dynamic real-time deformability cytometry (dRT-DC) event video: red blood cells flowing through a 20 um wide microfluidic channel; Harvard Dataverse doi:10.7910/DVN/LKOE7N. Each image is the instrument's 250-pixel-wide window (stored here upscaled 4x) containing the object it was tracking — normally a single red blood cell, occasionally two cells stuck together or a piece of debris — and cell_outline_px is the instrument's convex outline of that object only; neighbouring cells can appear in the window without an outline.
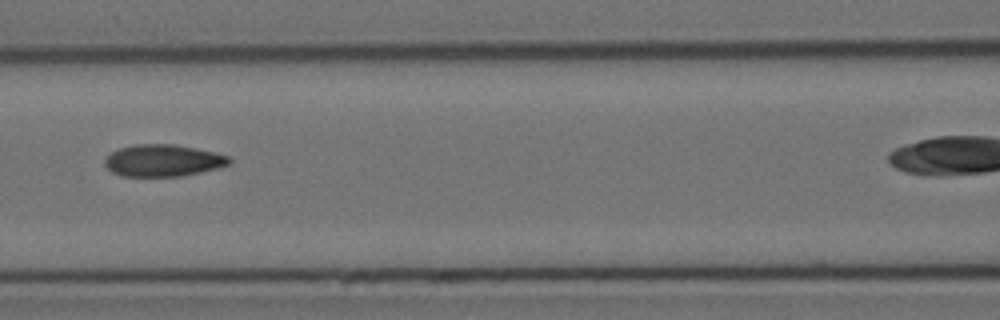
{"species": "Egyptian fruit bat (a non-hibernating species)", "species_latin": "Rousettus aegyptiacus", "temperature_condition": "cold", "stored_images_in_passage": 7, "segment_of_instrument_passage": [1, 2], "camera_frame_rate_fps": 3000, "um_per_image_px": 0.085, "animal": {"sex": "female"}, "frame": {"image": 1, "passage_image": 3, "time_ms": 2.333, "image_size_px": [1000, 320], "cell_outline_px": [[232, 160], [228, 164], [216, 168], [200, 172], [180, 176], [120, 176], [112, 172], [104, 164], [104, 160], [112, 152], [120, 148], [136, 144], [172, 144], [212, 152], [228, 156]], "centroid_in_image_um": [13.81, 13.65], "position_along_channel_um": 152.8, "area_um2": 22.77}}
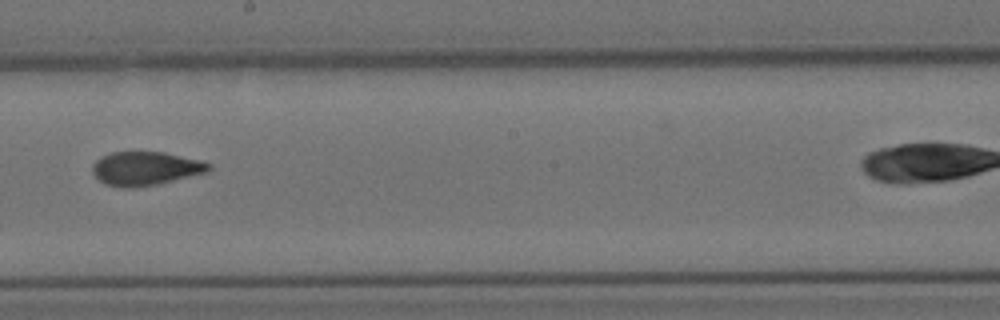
{"frame": {"image": 2, "passage_image": 5, "time_ms": 4.667, "image_size_px": [1000, 320], "cell_outline_px": [[212, 168], [208, 172], [156, 184], [132, 188], [120, 188], [104, 184], [92, 172], [92, 164], [100, 156], [112, 152], [164, 152], [200, 160], [212, 164]], "centroid_in_image_um": [12.35, 14.32], "position_along_channel_um": 235.8, "area_um2": 22.95}}
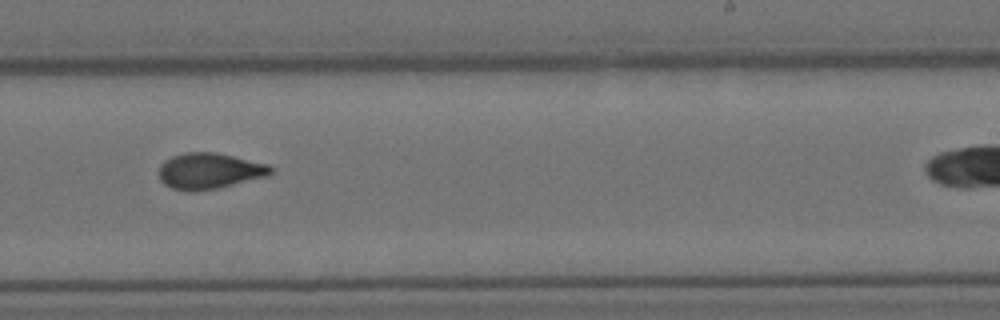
{"frame": {"image": 3, "passage_image": 6, "time_ms": 5.667, "image_size_px": [1000, 320], "cell_outline_px": [[272, 172], [268, 176], [220, 188], [196, 192], [188, 192], [172, 188], [164, 184], [160, 180], [160, 164], [164, 160], [172, 156], [184, 152], [212, 152], [232, 156], [268, 164], [272, 168]], "centroid_in_image_um": [17.78, 14.55], "position_along_channel_um": 271.2, "area_um2": 23.58}}